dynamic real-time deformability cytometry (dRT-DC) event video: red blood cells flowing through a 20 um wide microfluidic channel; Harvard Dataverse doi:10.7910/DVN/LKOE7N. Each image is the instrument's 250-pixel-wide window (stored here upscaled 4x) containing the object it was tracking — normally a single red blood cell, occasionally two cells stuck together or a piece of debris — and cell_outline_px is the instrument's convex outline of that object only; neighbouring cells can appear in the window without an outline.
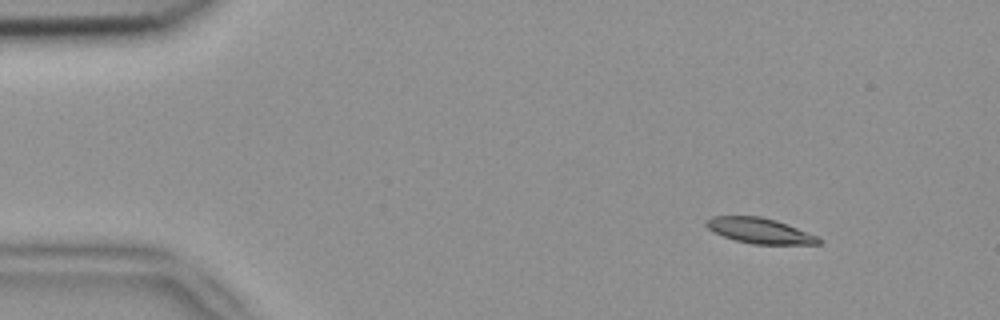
{"species": "common noctule bat (a hibernating species)", "species_latin": "Nyctalus noctula", "temperature_condition": "room temperature", "stored_images_in_passage": 5, "camera_frame_rate_fps": 3000, "um_per_image_px": 0.085, "animal": {"sex": "female", "body_mass_g": 18.4}, "frame": {"image": 1, "passage_image": 1, "time_ms": 0.0, "image_size_px": [1000, 320], "cell_outline_px": [[824, 240], [820, 244], [752, 244], [736, 240], [724, 236], [708, 228], [704, 224], [712, 216], [760, 216], [776, 220], [788, 224], [820, 236]], "centroid_in_image_um": [64.67, 19.61], "position_along_channel_um": 20.3, "area_um2": 16.7}}
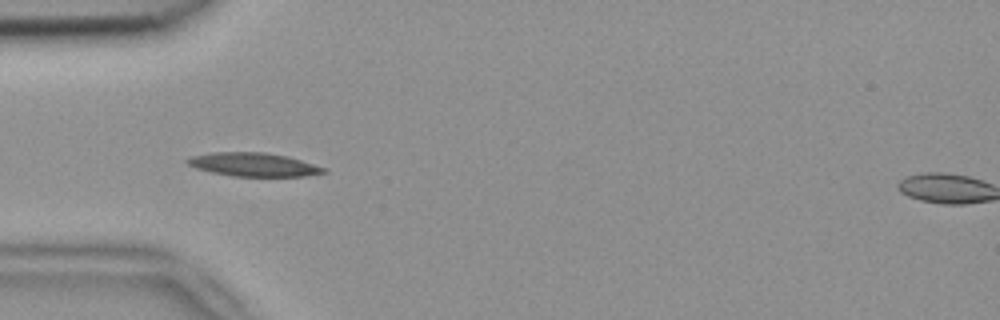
{"frame": {"image": 2, "passage_image": 4, "time_ms": 1.0, "image_size_px": [1000, 320], "cell_outline_px": [[328, 172], [304, 176], [232, 176], [212, 172], [196, 168], [188, 164], [184, 160], [192, 156], [212, 152], [264, 152], [288, 156], [328, 168]], "centroid_in_image_um": [21.58, 13.98], "position_along_channel_um": 63.4, "area_um2": 18.79}}